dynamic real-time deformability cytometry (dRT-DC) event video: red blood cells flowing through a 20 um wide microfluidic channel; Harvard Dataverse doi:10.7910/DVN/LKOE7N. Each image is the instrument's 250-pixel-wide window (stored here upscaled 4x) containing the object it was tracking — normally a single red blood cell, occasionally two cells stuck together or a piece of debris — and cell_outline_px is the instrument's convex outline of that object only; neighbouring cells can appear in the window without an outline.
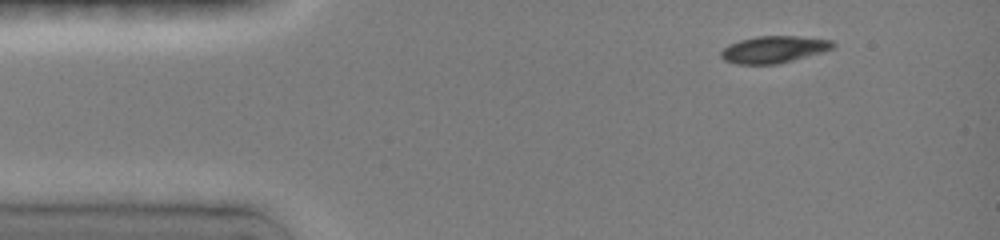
{"species": "common noctule bat (a hibernating species)", "species_latin": "Nyctalus noctula", "temperature_condition": "room temperature", "stored_images_in_passage": 2, "camera_frame_rate_fps": 3000, "um_per_image_px": 0.085, "animal": {"sex": "female", "body_mass_g": 19.0, "forearm_length_mm": 51.5}, "frame": {"image": 1, "passage_image": 2, "time_ms": 1.0, "image_size_px": [1000, 240], "cell_outline_px": [[836, 48], [792, 60], [776, 64], [736, 64], [724, 60], [720, 56], [720, 52], [724, 48], [740, 40], [760, 36], [796, 36], [832, 40], [836, 44]], "centroid_in_image_um": [65.8, 4.2], "position_along_channel_um": 19.2, "area_um2": 17.4}}